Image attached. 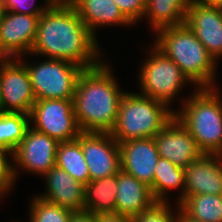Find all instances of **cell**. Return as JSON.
<instances>
[{"mask_svg":"<svg viewBox=\"0 0 222 222\" xmlns=\"http://www.w3.org/2000/svg\"><path fill=\"white\" fill-rule=\"evenodd\" d=\"M153 138L159 156L182 168H186L203 154L195 139L176 117Z\"/></svg>","mask_w":222,"mask_h":222,"instance_id":"obj_14","label":"cell"},{"mask_svg":"<svg viewBox=\"0 0 222 222\" xmlns=\"http://www.w3.org/2000/svg\"><path fill=\"white\" fill-rule=\"evenodd\" d=\"M97 36L80 19L73 5L51 4L40 16L30 54L64 59L84 69L102 61Z\"/></svg>","mask_w":222,"mask_h":222,"instance_id":"obj_1","label":"cell"},{"mask_svg":"<svg viewBox=\"0 0 222 222\" xmlns=\"http://www.w3.org/2000/svg\"><path fill=\"white\" fill-rule=\"evenodd\" d=\"M177 222H195L188 217H186L180 210H179V216Z\"/></svg>","mask_w":222,"mask_h":222,"instance_id":"obj_36","label":"cell"},{"mask_svg":"<svg viewBox=\"0 0 222 222\" xmlns=\"http://www.w3.org/2000/svg\"><path fill=\"white\" fill-rule=\"evenodd\" d=\"M185 23L215 61L222 57V8L190 0Z\"/></svg>","mask_w":222,"mask_h":222,"instance_id":"obj_13","label":"cell"},{"mask_svg":"<svg viewBox=\"0 0 222 222\" xmlns=\"http://www.w3.org/2000/svg\"><path fill=\"white\" fill-rule=\"evenodd\" d=\"M69 222H96V215L89 211H74L71 213Z\"/></svg>","mask_w":222,"mask_h":222,"instance_id":"obj_31","label":"cell"},{"mask_svg":"<svg viewBox=\"0 0 222 222\" xmlns=\"http://www.w3.org/2000/svg\"><path fill=\"white\" fill-rule=\"evenodd\" d=\"M56 166L83 185L90 181L88 166L78 139L58 143Z\"/></svg>","mask_w":222,"mask_h":222,"instance_id":"obj_24","label":"cell"},{"mask_svg":"<svg viewBox=\"0 0 222 222\" xmlns=\"http://www.w3.org/2000/svg\"><path fill=\"white\" fill-rule=\"evenodd\" d=\"M42 177L46 178L47 194L38 197L72 212L83 210L85 185L56 165Z\"/></svg>","mask_w":222,"mask_h":222,"instance_id":"obj_17","label":"cell"},{"mask_svg":"<svg viewBox=\"0 0 222 222\" xmlns=\"http://www.w3.org/2000/svg\"><path fill=\"white\" fill-rule=\"evenodd\" d=\"M29 222H69L72 211L35 196L30 204Z\"/></svg>","mask_w":222,"mask_h":222,"instance_id":"obj_26","label":"cell"},{"mask_svg":"<svg viewBox=\"0 0 222 222\" xmlns=\"http://www.w3.org/2000/svg\"><path fill=\"white\" fill-rule=\"evenodd\" d=\"M2 112L30 114L36 101L27 68L18 58L0 62Z\"/></svg>","mask_w":222,"mask_h":222,"instance_id":"obj_9","label":"cell"},{"mask_svg":"<svg viewBox=\"0 0 222 222\" xmlns=\"http://www.w3.org/2000/svg\"><path fill=\"white\" fill-rule=\"evenodd\" d=\"M29 122L34 125H30L31 128L58 142L75 140L82 132L74 113L73 99L36 100Z\"/></svg>","mask_w":222,"mask_h":222,"instance_id":"obj_8","label":"cell"},{"mask_svg":"<svg viewBox=\"0 0 222 222\" xmlns=\"http://www.w3.org/2000/svg\"><path fill=\"white\" fill-rule=\"evenodd\" d=\"M96 222H132V218L121 214H98Z\"/></svg>","mask_w":222,"mask_h":222,"instance_id":"obj_32","label":"cell"},{"mask_svg":"<svg viewBox=\"0 0 222 222\" xmlns=\"http://www.w3.org/2000/svg\"><path fill=\"white\" fill-rule=\"evenodd\" d=\"M155 35L153 44L174 61L195 87H215L217 62L186 23L159 29Z\"/></svg>","mask_w":222,"mask_h":222,"instance_id":"obj_3","label":"cell"},{"mask_svg":"<svg viewBox=\"0 0 222 222\" xmlns=\"http://www.w3.org/2000/svg\"><path fill=\"white\" fill-rule=\"evenodd\" d=\"M117 174L89 181L84 190L83 210L95 215L116 214Z\"/></svg>","mask_w":222,"mask_h":222,"instance_id":"obj_20","label":"cell"},{"mask_svg":"<svg viewBox=\"0 0 222 222\" xmlns=\"http://www.w3.org/2000/svg\"><path fill=\"white\" fill-rule=\"evenodd\" d=\"M7 154L10 153L0 146V165H13L11 162L8 161V156H6Z\"/></svg>","mask_w":222,"mask_h":222,"instance_id":"obj_33","label":"cell"},{"mask_svg":"<svg viewBox=\"0 0 222 222\" xmlns=\"http://www.w3.org/2000/svg\"><path fill=\"white\" fill-rule=\"evenodd\" d=\"M80 19L95 36L96 28L120 24L133 25L113 0H76L73 4Z\"/></svg>","mask_w":222,"mask_h":222,"instance_id":"obj_19","label":"cell"},{"mask_svg":"<svg viewBox=\"0 0 222 222\" xmlns=\"http://www.w3.org/2000/svg\"><path fill=\"white\" fill-rule=\"evenodd\" d=\"M201 3L222 8V0H199Z\"/></svg>","mask_w":222,"mask_h":222,"instance_id":"obj_34","label":"cell"},{"mask_svg":"<svg viewBox=\"0 0 222 222\" xmlns=\"http://www.w3.org/2000/svg\"><path fill=\"white\" fill-rule=\"evenodd\" d=\"M184 198L199 194L222 195V157L205 154L184 168Z\"/></svg>","mask_w":222,"mask_h":222,"instance_id":"obj_16","label":"cell"},{"mask_svg":"<svg viewBox=\"0 0 222 222\" xmlns=\"http://www.w3.org/2000/svg\"><path fill=\"white\" fill-rule=\"evenodd\" d=\"M88 166L90 181L117 174L120 168L119 143L107 132H81L77 137Z\"/></svg>","mask_w":222,"mask_h":222,"instance_id":"obj_11","label":"cell"},{"mask_svg":"<svg viewBox=\"0 0 222 222\" xmlns=\"http://www.w3.org/2000/svg\"><path fill=\"white\" fill-rule=\"evenodd\" d=\"M0 112H2V106H1V93H0Z\"/></svg>","mask_w":222,"mask_h":222,"instance_id":"obj_38","label":"cell"},{"mask_svg":"<svg viewBox=\"0 0 222 222\" xmlns=\"http://www.w3.org/2000/svg\"><path fill=\"white\" fill-rule=\"evenodd\" d=\"M181 188L178 204L184 199L185 183L184 168L179 167L169 160L159 157L157 166L155 167L153 184L150 186L152 195L156 201L165 202L167 190Z\"/></svg>","mask_w":222,"mask_h":222,"instance_id":"obj_22","label":"cell"},{"mask_svg":"<svg viewBox=\"0 0 222 222\" xmlns=\"http://www.w3.org/2000/svg\"><path fill=\"white\" fill-rule=\"evenodd\" d=\"M150 49L151 53L141 65L138 75L142 90L139 94L160 100L170 106L176 99L175 96L190 81L174 61L154 44Z\"/></svg>","mask_w":222,"mask_h":222,"instance_id":"obj_7","label":"cell"},{"mask_svg":"<svg viewBox=\"0 0 222 222\" xmlns=\"http://www.w3.org/2000/svg\"><path fill=\"white\" fill-rule=\"evenodd\" d=\"M215 88L195 89L180 112H175L205 154L222 153V97Z\"/></svg>","mask_w":222,"mask_h":222,"instance_id":"obj_4","label":"cell"},{"mask_svg":"<svg viewBox=\"0 0 222 222\" xmlns=\"http://www.w3.org/2000/svg\"><path fill=\"white\" fill-rule=\"evenodd\" d=\"M5 13H6V9H5L4 0H0V20L3 18Z\"/></svg>","mask_w":222,"mask_h":222,"instance_id":"obj_37","label":"cell"},{"mask_svg":"<svg viewBox=\"0 0 222 222\" xmlns=\"http://www.w3.org/2000/svg\"><path fill=\"white\" fill-rule=\"evenodd\" d=\"M175 117V110L160 100L125 92L110 134L118 142L153 138Z\"/></svg>","mask_w":222,"mask_h":222,"instance_id":"obj_5","label":"cell"},{"mask_svg":"<svg viewBox=\"0 0 222 222\" xmlns=\"http://www.w3.org/2000/svg\"><path fill=\"white\" fill-rule=\"evenodd\" d=\"M178 205L180 211L195 222H222V195L189 196Z\"/></svg>","mask_w":222,"mask_h":222,"instance_id":"obj_23","label":"cell"},{"mask_svg":"<svg viewBox=\"0 0 222 222\" xmlns=\"http://www.w3.org/2000/svg\"><path fill=\"white\" fill-rule=\"evenodd\" d=\"M40 16L6 11L0 20V55L13 59L30 55Z\"/></svg>","mask_w":222,"mask_h":222,"instance_id":"obj_12","label":"cell"},{"mask_svg":"<svg viewBox=\"0 0 222 222\" xmlns=\"http://www.w3.org/2000/svg\"><path fill=\"white\" fill-rule=\"evenodd\" d=\"M190 0H146L144 18H149L153 31L185 23Z\"/></svg>","mask_w":222,"mask_h":222,"instance_id":"obj_21","label":"cell"},{"mask_svg":"<svg viewBox=\"0 0 222 222\" xmlns=\"http://www.w3.org/2000/svg\"><path fill=\"white\" fill-rule=\"evenodd\" d=\"M123 15L134 25L146 12V0H113ZM137 21V22H136Z\"/></svg>","mask_w":222,"mask_h":222,"instance_id":"obj_28","label":"cell"},{"mask_svg":"<svg viewBox=\"0 0 222 222\" xmlns=\"http://www.w3.org/2000/svg\"><path fill=\"white\" fill-rule=\"evenodd\" d=\"M113 76L112 67L103 62L79 75L73 106L82 132L110 133L113 129L125 93Z\"/></svg>","mask_w":222,"mask_h":222,"instance_id":"obj_2","label":"cell"},{"mask_svg":"<svg viewBox=\"0 0 222 222\" xmlns=\"http://www.w3.org/2000/svg\"><path fill=\"white\" fill-rule=\"evenodd\" d=\"M119 151L121 170L150 187L160 157L154 138L124 141Z\"/></svg>","mask_w":222,"mask_h":222,"instance_id":"obj_15","label":"cell"},{"mask_svg":"<svg viewBox=\"0 0 222 222\" xmlns=\"http://www.w3.org/2000/svg\"><path fill=\"white\" fill-rule=\"evenodd\" d=\"M4 3L6 11L35 16H41L51 5L48 0H45V6L42 7L33 6L34 0H4Z\"/></svg>","mask_w":222,"mask_h":222,"instance_id":"obj_29","label":"cell"},{"mask_svg":"<svg viewBox=\"0 0 222 222\" xmlns=\"http://www.w3.org/2000/svg\"><path fill=\"white\" fill-rule=\"evenodd\" d=\"M13 185L12 165H0V198L9 193Z\"/></svg>","mask_w":222,"mask_h":222,"instance_id":"obj_30","label":"cell"},{"mask_svg":"<svg viewBox=\"0 0 222 222\" xmlns=\"http://www.w3.org/2000/svg\"><path fill=\"white\" fill-rule=\"evenodd\" d=\"M50 4L72 5L76 0H48Z\"/></svg>","mask_w":222,"mask_h":222,"instance_id":"obj_35","label":"cell"},{"mask_svg":"<svg viewBox=\"0 0 222 222\" xmlns=\"http://www.w3.org/2000/svg\"><path fill=\"white\" fill-rule=\"evenodd\" d=\"M29 126L28 114L0 112V146L11 155L24 138Z\"/></svg>","mask_w":222,"mask_h":222,"instance_id":"obj_25","label":"cell"},{"mask_svg":"<svg viewBox=\"0 0 222 222\" xmlns=\"http://www.w3.org/2000/svg\"><path fill=\"white\" fill-rule=\"evenodd\" d=\"M58 143L56 139L29 126L24 138L11 154L13 162H16L12 166L14 182L18 178V167L41 176L54 167Z\"/></svg>","mask_w":222,"mask_h":222,"instance_id":"obj_10","label":"cell"},{"mask_svg":"<svg viewBox=\"0 0 222 222\" xmlns=\"http://www.w3.org/2000/svg\"><path fill=\"white\" fill-rule=\"evenodd\" d=\"M24 64L36 100L74 98L76 84L84 68L64 59L53 58L39 64Z\"/></svg>","mask_w":222,"mask_h":222,"instance_id":"obj_6","label":"cell"},{"mask_svg":"<svg viewBox=\"0 0 222 222\" xmlns=\"http://www.w3.org/2000/svg\"><path fill=\"white\" fill-rule=\"evenodd\" d=\"M117 183L116 214L134 218L156 202L148 185L122 170Z\"/></svg>","mask_w":222,"mask_h":222,"instance_id":"obj_18","label":"cell"},{"mask_svg":"<svg viewBox=\"0 0 222 222\" xmlns=\"http://www.w3.org/2000/svg\"><path fill=\"white\" fill-rule=\"evenodd\" d=\"M178 214H173L169 201H156L150 208L132 218V222H177Z\"/></svg>","mask_w":222,"mask_h":222,"instance_id":"obj_27","label":"cell"},{"mask_svg":"<svg viewBox=\"0 0 222 222\" xmlns=\"http://www.w3.org/2000/svg\"><path fill=\"white\" fill-rule=\"evenodd\" d=\"M4 58L0 55V62L3 60Z\"/></svg>","mask_w":222,"mask_h":222,"instance_id":"obj_39","label":"cell"}]
</instances>
